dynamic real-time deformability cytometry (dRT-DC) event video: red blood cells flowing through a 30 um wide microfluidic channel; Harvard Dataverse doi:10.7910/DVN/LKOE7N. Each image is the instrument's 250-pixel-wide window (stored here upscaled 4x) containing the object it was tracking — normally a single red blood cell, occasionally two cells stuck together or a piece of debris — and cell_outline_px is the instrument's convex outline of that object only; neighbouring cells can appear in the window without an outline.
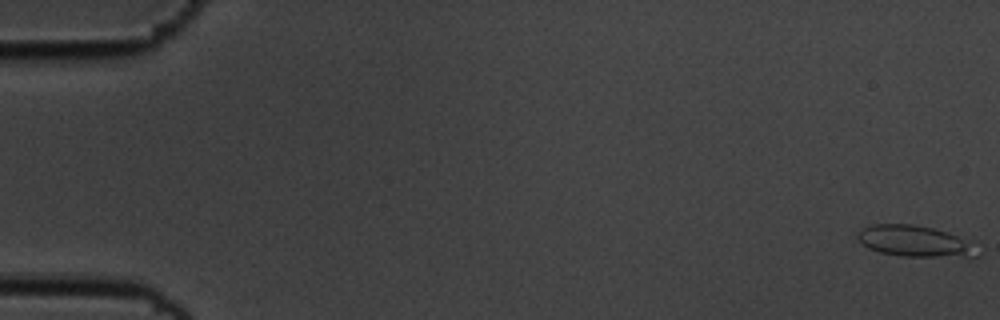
{"species": "common noctule bat (a hibernating species)", "species_latin": "Nyctalus noctula", "temperature_condition": "cold", "stored_images_in_passage": 13, "camera_frame_rate_fps": 3000, "um_per_image_px": 0.085, "animal": {"sex": "male", "body_mass_g": 19.5, "forearm_length_mm": 54.6}, "frame": {"image": 1, "passage_image": 1, "time_ms": 0.0, "image_size_px": [1000, 320], "cell_outline_px": [[984, 252], [980, 256], [900, 256], [880, 252], [868, 248], [856, 240], [856, 236], [868, 224], [912, 224], [932, 228], [956, 236]], "centroid_in_image_um": [77.7, 20.51], "position_along_channel_um": 7.3, "area_um2": 21.44}}